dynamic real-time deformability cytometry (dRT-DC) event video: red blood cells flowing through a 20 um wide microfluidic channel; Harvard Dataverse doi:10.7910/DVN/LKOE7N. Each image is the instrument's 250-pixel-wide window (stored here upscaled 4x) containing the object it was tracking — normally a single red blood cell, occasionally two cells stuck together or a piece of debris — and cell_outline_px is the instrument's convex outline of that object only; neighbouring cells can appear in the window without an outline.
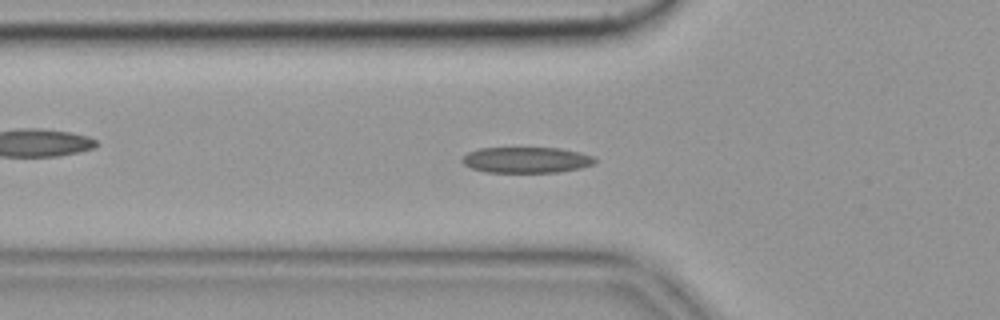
{"species": "common noctule bat (a hibernating species)", "species_latin": "Nyctalus noctula", "temperature_condition": "cold", "stored_images_in_passage": 53, "camera_frame_rate_fps": 3000, "um_per_image_px": 0.085, "animal": {"sex": "female", "body_mass_g": 19.9}, "frame": {"image": 1, "passage_image": 16, "time_ms": 5.0, "image_size_px": [1000, 320], "cell_outline_px": [[596, 160], [592, 164], [580, 168], [556, 172], [484, 172], [472, 168], [464, 164], [460, 160], [468, 152], [480, 148], [560, 148], [592, 156]], "centroid_in_image_um": [44.69, 13.59], "position_along_channel_um": 81.1, "area_um2": 19.77}, "authors_computed_cell_mechanics": {"area_um2": 19.4208, "velocity_mm_per_s": 3.5774, "shape_relaxation_time_tau1_ms": 9.0894, "shape_relaxation_time_tau2_ms": 2.9558, "deformation_change_tau1": 0.1741, "deformation_change_tau2": 0.0996}}